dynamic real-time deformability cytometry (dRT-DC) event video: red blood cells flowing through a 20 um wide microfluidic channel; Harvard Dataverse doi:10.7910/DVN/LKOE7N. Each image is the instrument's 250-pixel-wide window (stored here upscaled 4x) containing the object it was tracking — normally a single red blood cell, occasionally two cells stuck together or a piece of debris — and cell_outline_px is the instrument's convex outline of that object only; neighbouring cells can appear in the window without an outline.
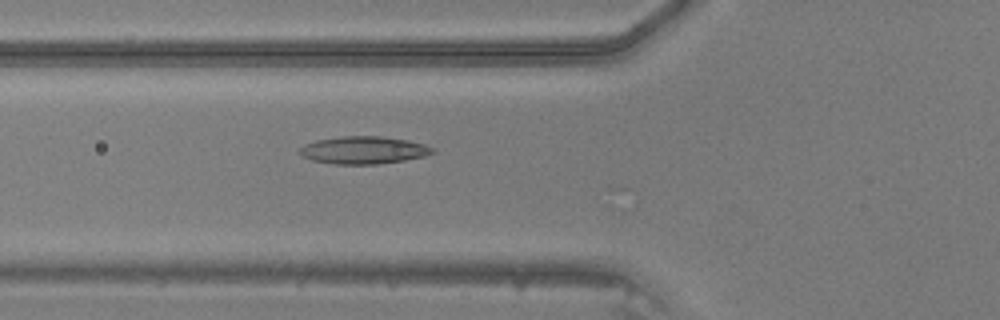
{"species": "common noctule bat (a hibernating species)", "species_latin": "Nyctalus noctula", "temperature_condition": "warm", "stored_images_in_passage": 47, "camera_frame_rate_fps": 3000, "um_per_image_px": 0.085, "animal": {"sex": "male", "body_mass_g": 20.5, "forearm_length_mm": 52.5}, "frame": {"image": 1, "passage_image": 18, "time_ms": 5.667, "image_size_px": [1000, 320], "cell_outline_px": [[436, 152], [424, 156], [404, 160], [376, 164], [336, 164], [312, 160], [296, 152], [296, 148], [304, 144], [316, 140], [340, 136], [380, 136], [408, 140], [424, 144], [432, 148]], "centroid_in_image_um": [30.85, 12.75], "position_along_channel_um": 94.9, "area_um2": 21.39}}
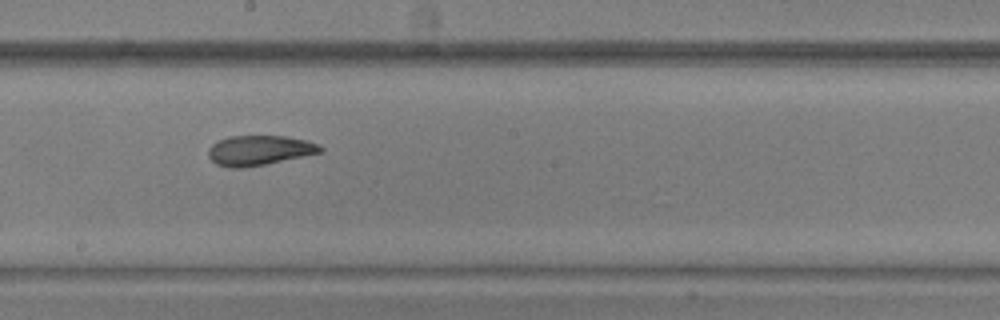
{"frame": {"image": 2, "passage_image": 27, "time_ms": 8.667, "image_size_px": [1000, 320], "cell_outline_px": [[324, 152], [244, 168], [228, 168], [216, 164], [208, 156], [208, 148], [212, 144], [228, 136], [284, 136], [308, 140], [320, 144], [324, 148]], "centroid_in_image_um": [22.06, 12.78], "position_along_channel_um": 226.1, "area_um2": 19.65}}
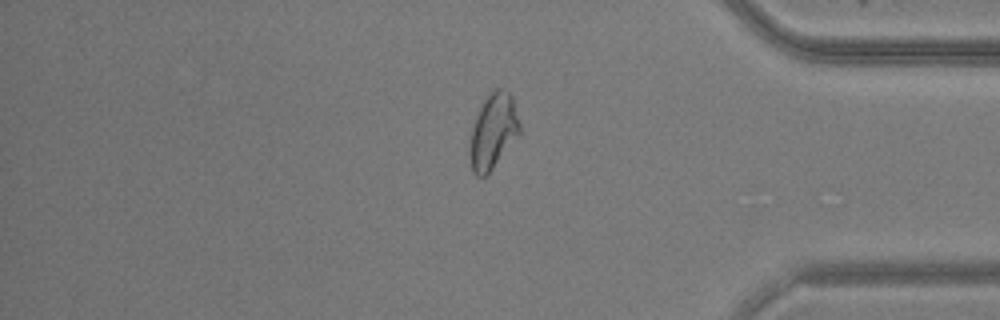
{"frame": {"image": 3, "passage_image": 40, "time_ms": 13.0, "image_size_px": [1000, 320], "cell_outline_px": [[520, 132], [492, 168], [484, 176], [476, 176], [472, 172], [468, 156], [468, 148], [472, 128], [476, 116], [484, 100], [492, 88], [504, 88], [512, 96], [520, 124]], "centroid_in_image_um": [41.88, 11.14], "position_along_channel_um": 393.3, "area_um2": 21.73}}